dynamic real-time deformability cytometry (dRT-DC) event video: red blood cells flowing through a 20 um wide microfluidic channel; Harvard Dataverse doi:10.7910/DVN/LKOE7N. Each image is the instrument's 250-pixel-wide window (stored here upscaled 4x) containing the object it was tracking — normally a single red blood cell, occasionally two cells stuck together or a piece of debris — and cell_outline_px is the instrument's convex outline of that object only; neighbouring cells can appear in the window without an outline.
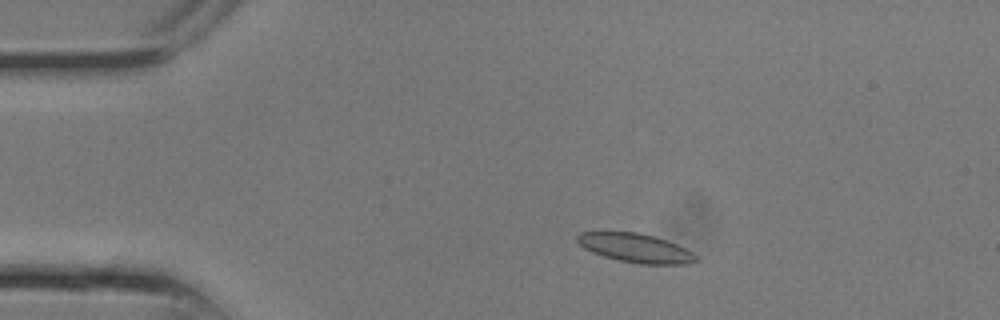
{"species": "common noctule bat (a hibernating species)", "species_latin": "Nyctalus noctula", "temperature_condition": "room temperature", "stored_images_in_passage": 10, "camera_frame_rate_fps": 3000, "um_per_image_px": 0.085, "animal": {"sex": "male", "body_mass_g": 13.3}, "frame": {"image": 1, "passage_image": 3, "time_ms": 0.667, "image_size_px": [1000, 320], "cell_outline_px": [[700, 260], [688, 264], [640, 264], [620, 260], [604, 256], [592, 252], [584, 248], [576, 240], [576, 236], [580, 232], [636, 232], [652, 236], [676, 244], [700, 256]], "centroid_in_image_um": [54.05, 21.09], "position_along_channel_um": 31.0, "area_um2": 19.88}}
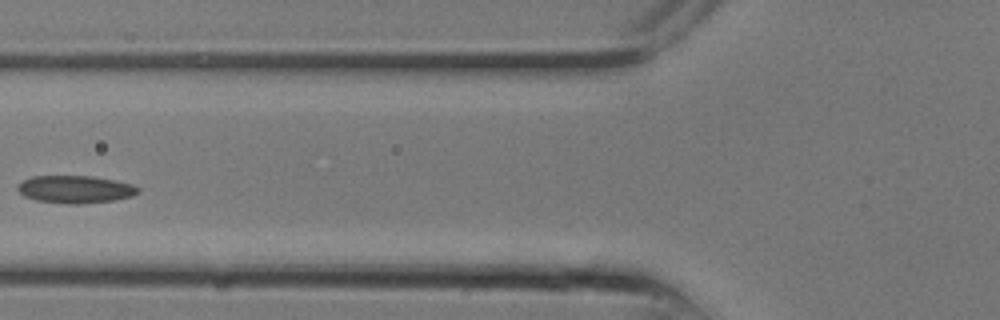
{"frame": {"image": 2, "passage_image": 8, "time_ms": 2.333, "image_size_px": [1000, 320], "cell_outline_px": [[140, 192], [132, 196], [112, 200], [80, 204], [68, 204], [36, 200], [24, 196], [16, 188], [24, 180], [32, 176], [92, 176], [116, 180], [132, 184], [140, 188]], "centroid_in_image_um": [6.42, 16.09], "position_along_channel_um": 119.4, "area_um2": 19.31}}
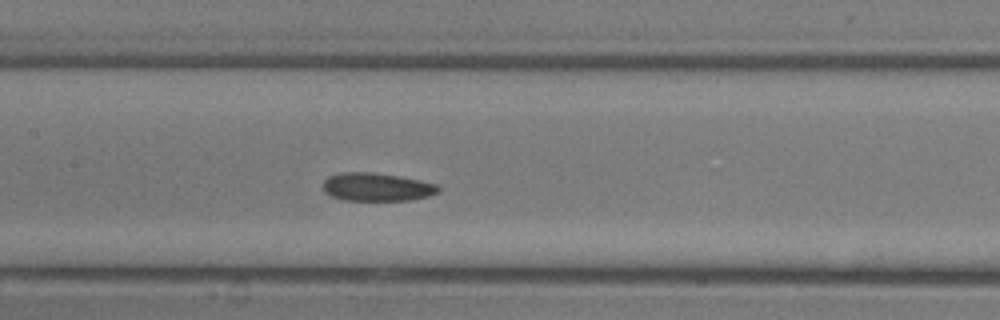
{"frame": {"image": 3, "passage_image": 10, "time_ms": 3.0, "image_size_px": [1000, 320], "cell_outline_px": [[440, 192], [428, 196], [412, 200], [344, 200], [332, 196], [324, 192], [324, 180], [328, 176], [340, 172], [372, 172], [420, 180], [436, 184], [440, 188]], "centroid_in_image_um": [32.03, 15.89], "position_along_channel_um": 175.4, "area_um2": 18.9}}